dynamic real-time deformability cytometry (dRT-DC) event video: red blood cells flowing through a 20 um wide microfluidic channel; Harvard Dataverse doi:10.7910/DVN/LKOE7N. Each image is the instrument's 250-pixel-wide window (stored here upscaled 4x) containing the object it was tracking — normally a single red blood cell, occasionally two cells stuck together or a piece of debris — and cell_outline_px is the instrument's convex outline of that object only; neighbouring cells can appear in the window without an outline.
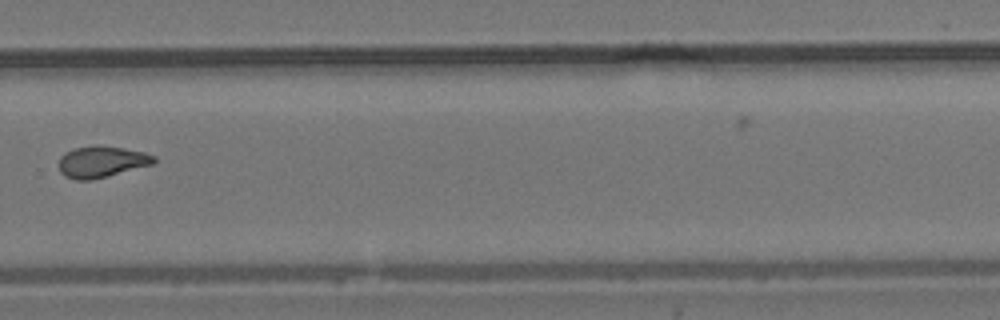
{"species": "common noctule bat (a hibernating species)", "species_latin": "Nyctalus noctula", "temperature_condition": "room temperature", "stored_images_in_passage": 10, "camera_frame_rate_fps": 3000, "um_per_image_px": 0.085, "animal": {"sex": "male", "body_mass_g": 19.2, "forearm_length_mm": 51.8}, "frame": {"image": 1, "passage_image": 10, "time_ms": 3.0, "image_size_px": [1000, 320], "cell_outline_px": [[156, 160], [152, 164], [108, 176], [92, 180], [76, 180], [64, 176], [60, 172], [60, 156], [64, 152], [76, 148], [124, 148], [144, 152], [156, 156]], "centroid_in_image_um": [8.64, 13.79], "position_along_channel_um": 321.2, "area_um2": 16.76}}